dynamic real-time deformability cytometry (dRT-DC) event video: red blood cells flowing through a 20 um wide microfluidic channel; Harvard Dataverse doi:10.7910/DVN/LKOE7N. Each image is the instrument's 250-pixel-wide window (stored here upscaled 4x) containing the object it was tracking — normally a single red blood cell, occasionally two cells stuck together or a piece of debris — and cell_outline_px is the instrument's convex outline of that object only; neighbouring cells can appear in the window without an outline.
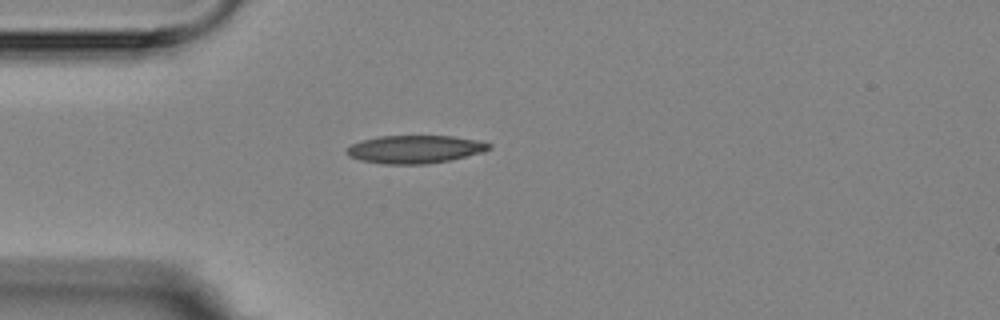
{"species": "Egyptian fruit bat (a non-hibernating species)", "species_latin": "Rousettus aegyptiacus", "temperature_condition": "room temperature", "stored_images_in_passage": 8, "camera_frame_rate_fps": 3000, "um_per_image_px": 0.085, "animal": {"sex": "female"}, "frame": {"image": 1, "passage_image": 1, "time_ms": 0.0, "image_size_px": [1000, 320], "cell_outline_px": [[492, 148], [484, 152], [448, 160], [424, 164], [384, 164], [360, 160], [348, 156], [348, 148], [352, 144], [364, 140], [380, 136], [452, 136], [480, 140], [492, 144]], "centroid_in_image_um": [35.32, 12.68], "position_along_channel_um": 49.7, "area_um2": 23.06}}
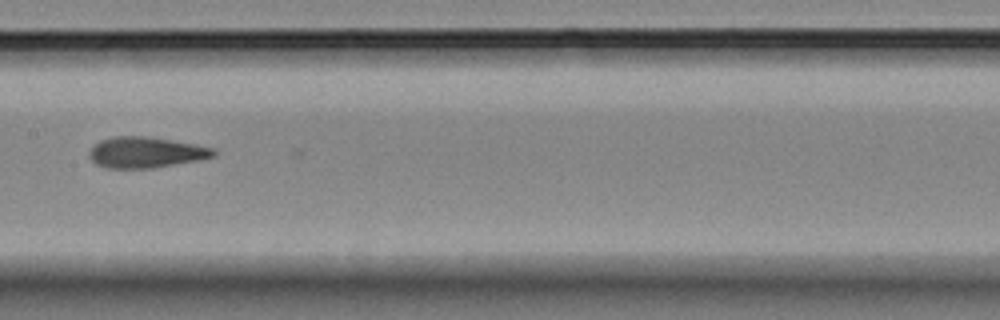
{"frame": {"image": 2, "passage_image": 5, "time_ms": 4.333, "image_size_px": [1000, 320], "cell_outline_px": [[216, 156], [196, 160], [152, 168], [108, 168], [96, 164], [92, 160], [88, 152], [100, 140], [112, 136], [148, 136], [196, 144], [216, 148]], "centroid_in_image_um": [12.41, 12.94], "position_along_channel_um": 195.0, "area_um2": 22.31}}
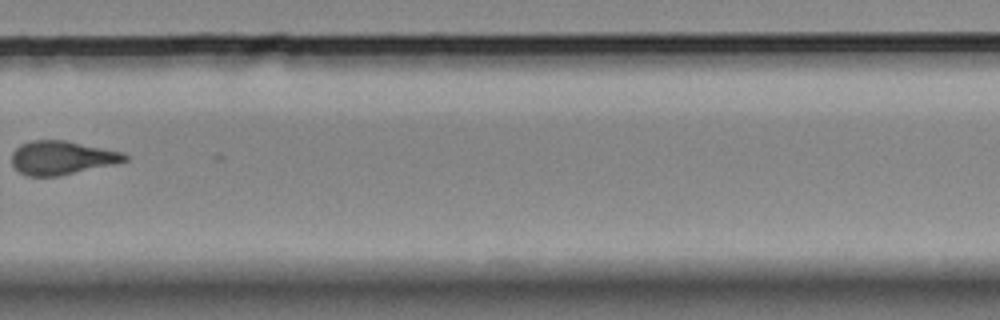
{"frame": {"image": 3, "passage_image": 8, "time_ms": 8.0, "image_size_px": [1000, 320], "cell_outline_px": [[128, 160], [112, 164], [56, 176], [28, 176], [20, 172], [12, 164], [12, 152], [20, 144], [32, 140], [64, 140], [124, 152], [128, 156]], "centroid_in_image_um": [5.23, 13.39], "position_along_channel_um": 324.6, "area_um2": 21.91}}